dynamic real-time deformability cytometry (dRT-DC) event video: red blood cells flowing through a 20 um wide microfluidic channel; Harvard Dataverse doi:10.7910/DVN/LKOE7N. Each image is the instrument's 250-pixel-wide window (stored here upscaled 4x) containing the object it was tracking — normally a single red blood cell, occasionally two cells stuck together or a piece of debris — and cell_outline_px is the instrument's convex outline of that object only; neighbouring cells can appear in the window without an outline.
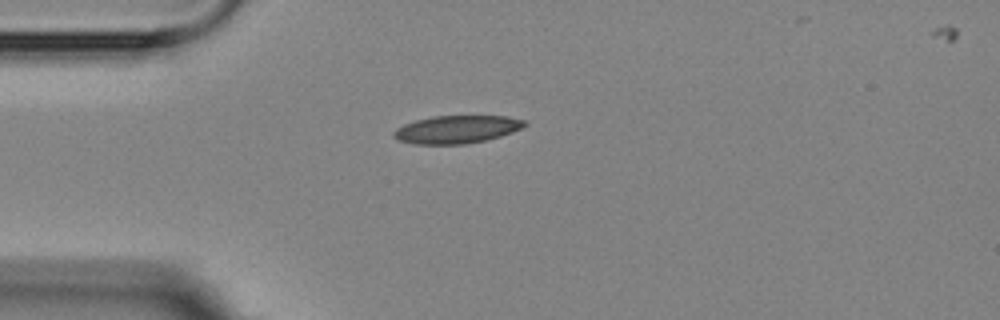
{"species": "Egyptian fruit bat (a non-hibernating species)", "species_latin": "Rousettus aegyptiacus", "temperature_condition": "room temperature", "stored_images_in_passage": 2, "camera_frame_rate_fps": 3000, "um_per_image_px": 0.085, "animal": {"sex": "female"}, "frame": {"image": 1, "passage_image": 1, "time_ms": 0.0, "image_size_px": [1000, 320], "cell_outline_px": [[528, 124], [512, 132], [500, 136], [484, 140], [464, 144], [416, 144], [396, 140], [392, 136], [392, 132], [396, 128], [404, 124], [416, 120], [432, 116], [508, 116], [524, 120]], "centroid_in_image_um": [38.78, 10.99], "position_along_channel_um": 46.2, "area_um2": 21.21}}